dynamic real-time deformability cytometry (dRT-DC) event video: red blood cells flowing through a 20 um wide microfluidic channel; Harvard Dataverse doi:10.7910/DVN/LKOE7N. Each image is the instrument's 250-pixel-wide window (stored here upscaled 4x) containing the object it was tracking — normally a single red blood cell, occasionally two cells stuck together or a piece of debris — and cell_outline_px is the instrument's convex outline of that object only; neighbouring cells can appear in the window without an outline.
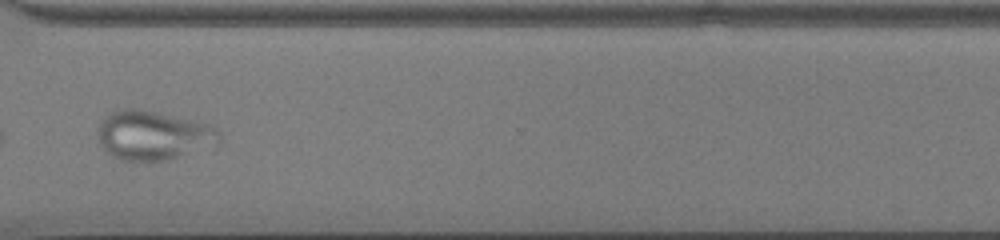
{"species": "common noctule bat (a hibernating species)", "species_latin": "Nyctalus noctula", "temperature_condition": "cold", "stored_images_in_passage": 41, "camera_frame_rate_fps": 3000, "um_per_image_px": 0.085, "animal": {"sex": "male", "body_mass_g": 13.0, "forearm_length_mm": 53.1}, "frame": {"image": 1, "passage_image": 30, "time_ms": 9.667, "image_size_px": [1000, 240], "cell_outline_px": [[220, 140], [176, 156], [164, 160], [120, 160], [112, 156], [100, 144], [100, 120], [104, 116], [112, 112], [124, 108], [140, 108], [208, 124], [220, 132]], "centroid_in_image_um": [12.93, 11.46], "position_along_channel_um": 357.7, "area_um2": 33.64}}